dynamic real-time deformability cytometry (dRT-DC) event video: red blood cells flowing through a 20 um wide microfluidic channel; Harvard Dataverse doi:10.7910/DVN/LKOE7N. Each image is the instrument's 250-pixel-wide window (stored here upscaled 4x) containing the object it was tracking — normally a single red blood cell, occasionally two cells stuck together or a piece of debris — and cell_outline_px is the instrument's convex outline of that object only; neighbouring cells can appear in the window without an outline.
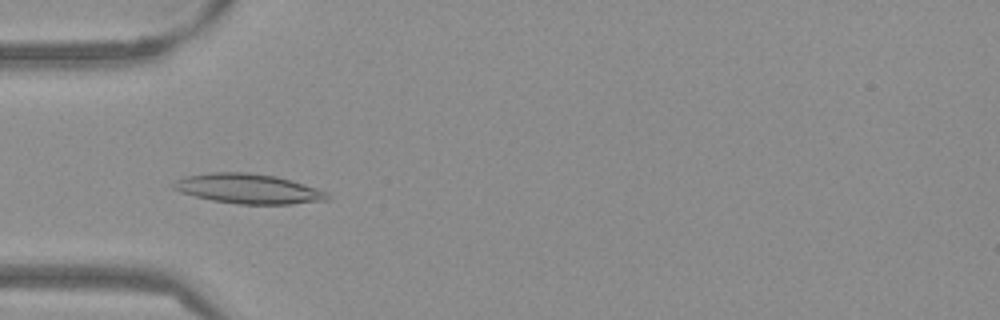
{"species": "Egyptian fruit bat (a non-hibernating species)", "species_latin": "Rousettus aegyptiacus", "temperature_condition": "warm", "stored_images_in_passage": 45, "camera_frame_rate_fps": 3000, "um_per_image_px": 0.085, "frame": {"image": 1, "passage_image": 9, "time_ms": 2.667, "image_size_px": [1000, 320], "cell_outline_px": [[332, 196], [328, 200], [292, 204], [236, 204], [212, 200], [180, 192], [172, 188], [168, 184], [184, 176], [212, 172], [248, 172], [276, 176], [292, 180], [328, 192]], "centroid_in_image_um": [21.1, 16.04], "position_along_channel_um": 63.9, "area_um2": 26.99}}
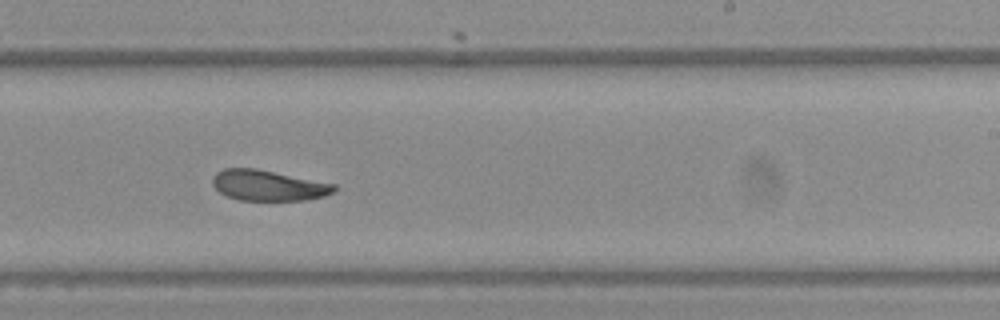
{"frame": {"image": 2, "passage_image": 25, "time_ms": 8.0, "image_size_px": [1000, 320], "cell_outline_px": [[336, 192], [324, 196], [304, 200], [240, 200], [228, 196], [220, 192], [212, 184], [212, 176], [216, 172], [224, 168], [256, 168], [336, 184]], "centroid_in_image_um": [22.81, 15.75], "position_along_channel_um": 266.2, "area_um2": 21.73}}
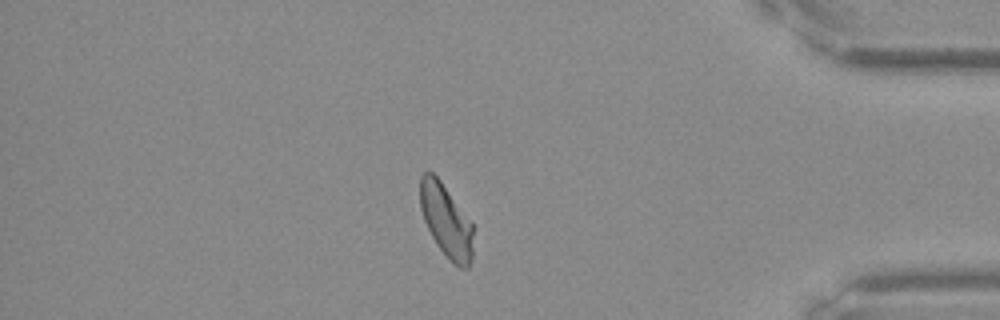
{"frame": {"image": 3, "passage_image": 38, "time_ms": 12.333, "image_size_px": [1000, 320], "cell_outline_px": [[472, 260], [468, 268], [460, 268], [452, 264], [436, 244], [424, 220], [420, 208], [420, 176], [424, 172], [432, 172], [440, 180], [472, 220]], "centroid_in_image_um": [37.93, 18.77], "position_along_channel_um": 397.3, "area_um2": 22.77}, "authors_computed_cell_mechanics": {"area_um2": 22.9466, "velocity_mm_per_s": 3.8094, "shape_relaxation_time_tau1_ms": 9.1111, "shape_relaxation_time_tau2_ms": 3.0699, "deformation_change_tau1": 0.1734, "deformation_change_tau2": 0.0931}}